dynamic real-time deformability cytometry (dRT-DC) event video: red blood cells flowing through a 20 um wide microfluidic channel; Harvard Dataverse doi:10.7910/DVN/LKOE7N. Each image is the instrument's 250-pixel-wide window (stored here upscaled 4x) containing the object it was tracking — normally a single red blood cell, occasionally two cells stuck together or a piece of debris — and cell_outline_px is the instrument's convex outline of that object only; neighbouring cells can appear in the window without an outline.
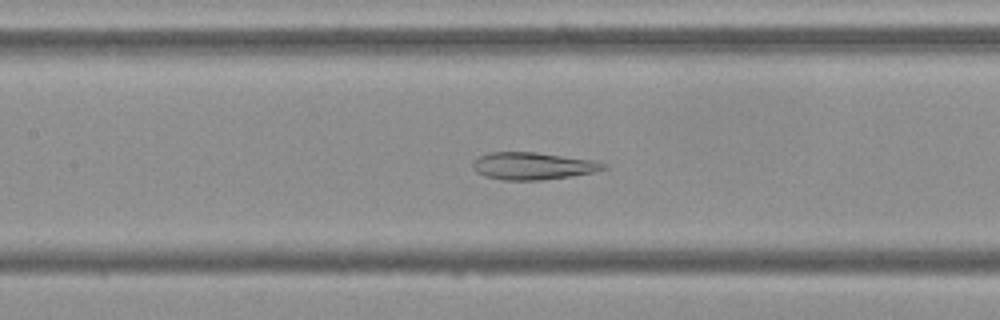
{"species": "Egyptian fruit bat (a non-hibernating species)", "species_latin": "Rousettus aegyptiacus", "temperature_condition": "cold", "stored_images_in_passage": 54, "camera_frame_rate_fps": 3000, "um_per_image_px": 0.085, "frame": {"image": 1, "passage_image": 24, "time_ms": 7.667, "image_size_px": [1000, 320], "cell_outline_px": [[608, 168], [596, 172], [572, 176], [540, 180], [500, 180], [484, 176], [476, 172], [472, 168], [472, 160], [476, 156], [488, 152], [536, 152], [596, 160], [608, 164]], "centroid_in_image_um": [45.29, 14.1], "position_along_channel_um": 162.1, "area_um2": 21.33}}
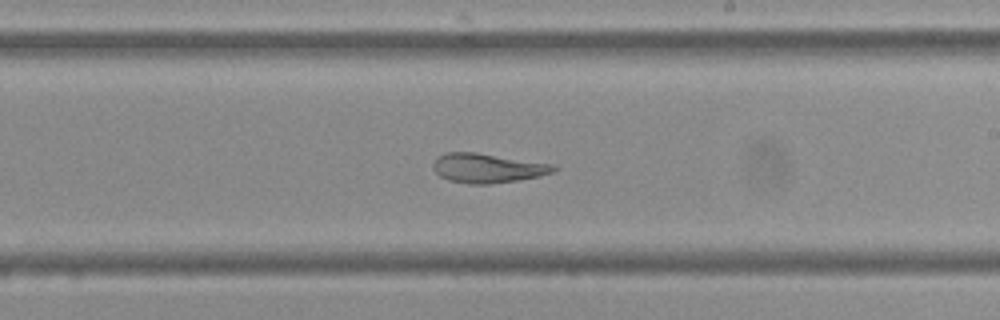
{"frame": {"image": 2, "passage_image": 31, "time_ms": 10.0, "image_size_px": [1000, 320], "cell_outline_px": [[560, 168], [556, 172], [540, 176], [520, 180], [488, 184], [468, 184], [448, 180], [440, 176], [432, 168], [432, 164], [436, 156], [444, 152], [476, 152], [552, 164]], "centroid_in_image_um": [41.43, 14.29], "position_along_channel_um": 247.6, "area_um2": 20.92}}
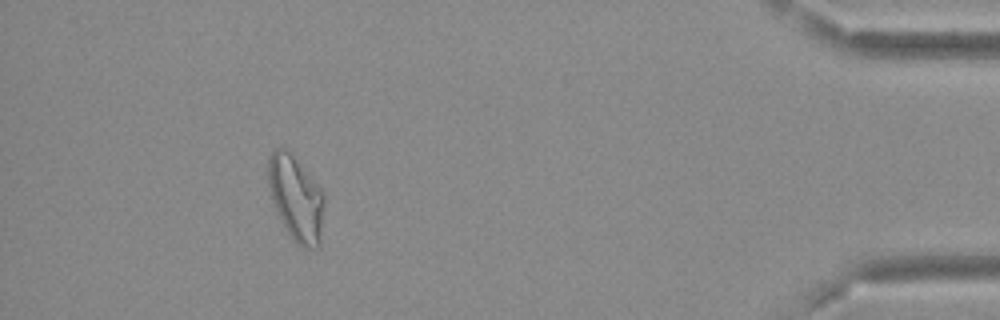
{"frame": {"image": 3, "passage_image": 49, "time_ms": 16.0, "image_size_px": [1000, 320], "cell_outline_px": [[324, 204], [320, 248], [304, 248], [296, 244], [292, 240], [272, 200], [268, 184], [268, 160], [272, 152], [276, 148], [288, 148], [320, 188], [324, 196]], "centroid_in_image_um": [25.17, 16.86], "position_along_channel_um": 410.0, "area_um2": 27.69}, "authors_computed_cell_mechanics": {"area_um2": 25.9233, "velocity_mm_per_s": 3.682, "shape_relaxation_time_tau1_ms": null, "shape_relaxation_time_tau2_ms": 2.3344, "deformation_change_tau1": null, "deformation_change_tau2": 0.099}}